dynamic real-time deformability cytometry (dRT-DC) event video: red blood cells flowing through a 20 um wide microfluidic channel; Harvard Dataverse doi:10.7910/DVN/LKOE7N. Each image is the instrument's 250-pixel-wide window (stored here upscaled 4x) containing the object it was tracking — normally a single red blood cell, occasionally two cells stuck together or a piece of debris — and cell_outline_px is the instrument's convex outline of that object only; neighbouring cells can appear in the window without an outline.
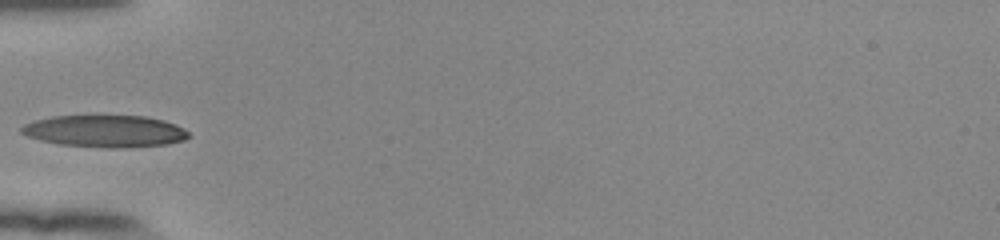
{"species": "human", "species_latin": "Homo sapiens", "temperature_condition": "room temperature", "stored_images_in_passage": 35, "camera_frame_rate_fps": 3000, "um_per_image_px": 0.085, "donor": {"sex": "female"}, "frame": {"image": 1, "passage_image": 1, "time_ms": 0.0, "image_size_px": [1000, 240], "cell_outline_px": [[192, 136], [184, 140], [168, 144], [120, 148], [108, 148], [60, 144], [40, 140], [28, 136], [20, 132], [20, 128], [24, 124], [36, 120], [52, 116], [144, 116], [164, 120], [176, 124], [184, 128]], "centroid_in_image_um": [8.96, 11.15], "position_along_channel_um": 76.0, "area_um2": 31.21}}
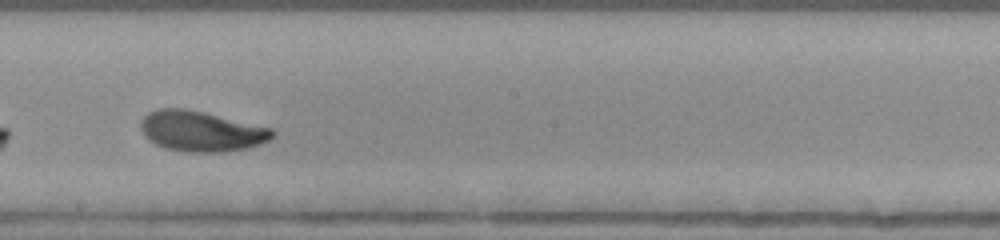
{"frame": {"image": 2, "passage_image": 13, "time_ms": 4.0, "image_size_px": [1000, 240], "cell_outline_px": [[276, 132], [272, 140], [248, 148], [224, 152], [188, 152], [164, 148], [148, 140], [144, 136], [140, 128], [140, 120], [148, 112], [156, 108], [184, 108], [204, 112], [272, 128]], "centroid_in_image_um": [17.1, 11.15], "position_along_channel_um": 231.1, "area_um2": 31.39}}
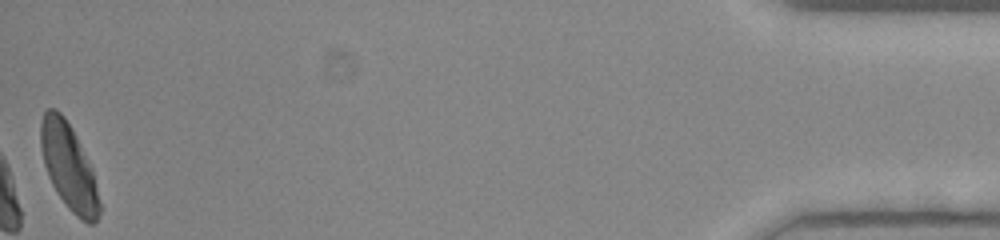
{"frame": {"image": 3, "passage_image": 35, "time_ms": 11.333, "image_size_px": [1000, 240], "cell_outline_px": [[100, 212], [96, 220], [92, 224], [88, 224], [76, 216], [68, 208], [56, 192], [48, 176], [44, 164], [40, 144], [40, 124], [44, 112], [48, 108], [56, 108], [64, 116], [72, 128], [92, 168], [100, 204]], "centroid_in_image_um": [5.83, 14.16], "position_along_channel_um": 429.4, "area_um2": 29.3}}